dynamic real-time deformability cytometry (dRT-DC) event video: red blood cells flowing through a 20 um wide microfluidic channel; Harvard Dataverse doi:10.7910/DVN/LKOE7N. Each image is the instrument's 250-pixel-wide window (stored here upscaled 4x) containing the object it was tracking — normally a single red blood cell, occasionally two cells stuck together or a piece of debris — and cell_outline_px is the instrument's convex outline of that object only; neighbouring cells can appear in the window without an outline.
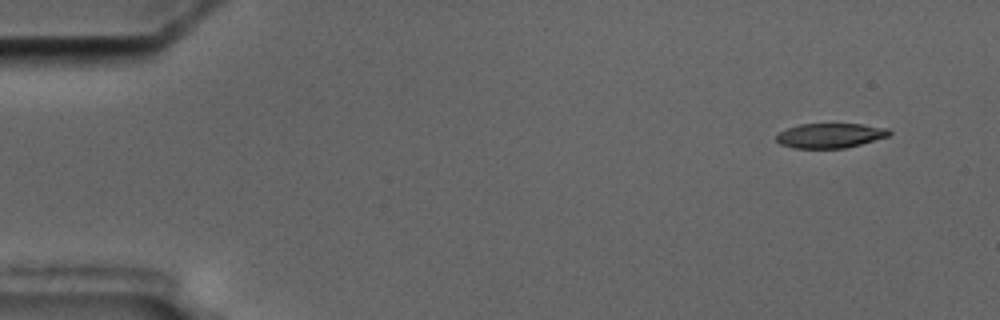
{"species": "common noctule bat (a hibernating species)", "species_latin": "Nyctalus noctula", "temperature_condition": "cold", "stored_images_in_passage": 10, "camera_frame_rate_fps": 3000, "um_per_image_px": 0.085, "animal": {"sex": "male", "body_mass_g": 17.5, "forearm_length_mm": 52.3}, "frame": {"image": 1, "passage_image": 1, "time_ms": 0.0, "image_size_px": [1000, 320], "cell_outline_px": [[892, 132], [888, 136], [860, 144], [844, 148], [792, 148], [780, 144], [776, 140], [776, 136], [780, 132], [788, 128], [800, 124], [864, 124], [888, 128]], "centroid_in_image_um": [70.56, 11.52], "position_along_channel_um": 14.4, "area_um2": 16.18}}
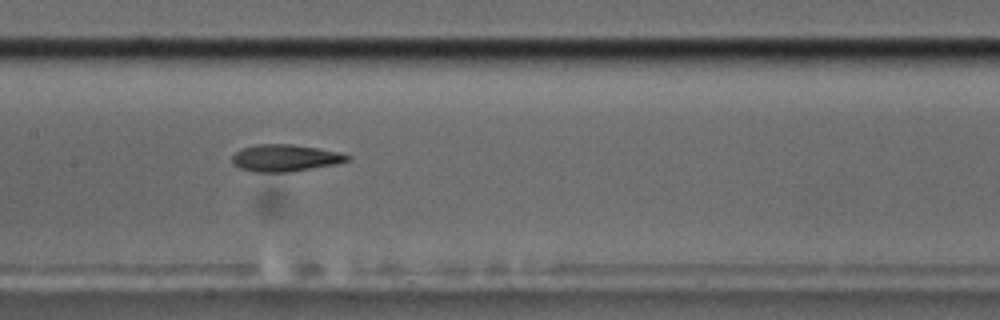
{"frame": {"image": 2, "passage_image": 8, "time_ms": 8.0, "image_size_px": [1000, 320], "cell_outline_px": [[352, 156], [348, 160], [336, 164], [288, 172], [252, 172], [240, 168], [232, 164], [232, 156], [240, 148], [256, 144], [292, 144], [340, 152]], "centroid_in_image_um": [24.2, 13.42], "position_along_channel_um": 183.2, "area_um2": 18.15}}
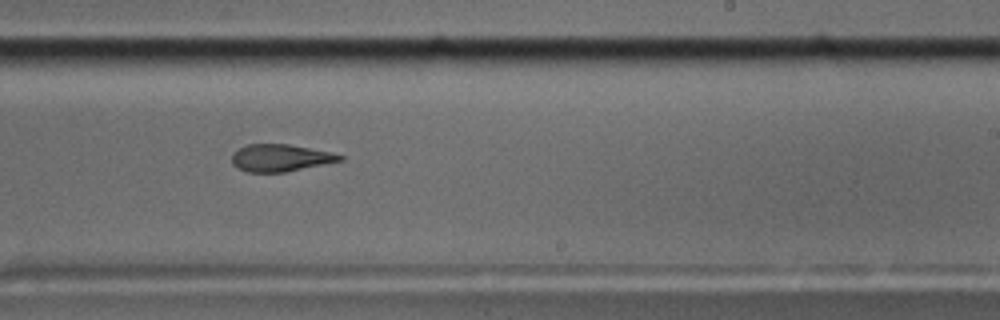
{"frame": {"image": 3, "passage_image": 10, "time_ms": 10.333, "image_size_px": [1000, 320], "cell_outline_px": [[344, 160], [284, 172], [248, 172], [236, 168], [232, 164], [232, 152], [248, 144], [288, 144], [328, 152], [344, 156]], "centroid_in_image_um": [23.78, 13.42], "position_along_channel_um": 265.2, "area_um2": 16.94}}